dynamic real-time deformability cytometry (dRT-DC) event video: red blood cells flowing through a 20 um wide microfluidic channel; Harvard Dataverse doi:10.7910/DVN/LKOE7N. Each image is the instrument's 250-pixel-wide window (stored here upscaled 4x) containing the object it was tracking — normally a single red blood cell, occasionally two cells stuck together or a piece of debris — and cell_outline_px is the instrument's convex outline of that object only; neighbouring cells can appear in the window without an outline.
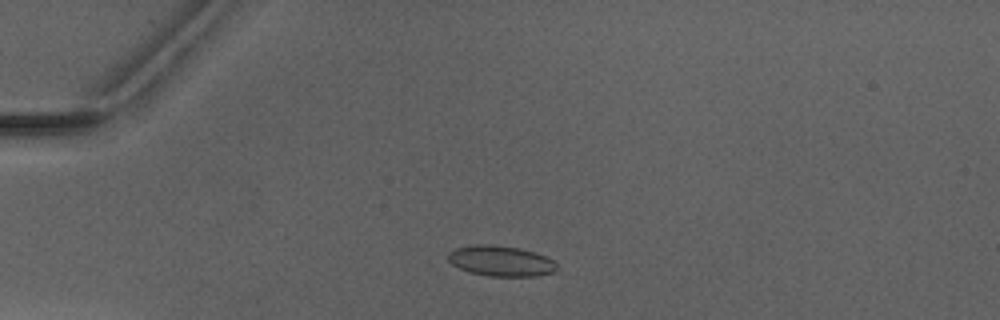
{"species": "Egyptian fruit bat (a non-hibernating species)", "species_latin": "Rousettus aegyptiacus", "temperature_condition": "warm", "stored_images_in_passage": 2, "camera_frame_rate_fps": 3000, "um_per_image_px": 0.085, "animal": {"sex": "male"}, "frame": {"image": 1, "passage_image": 1, "time_ms": 0.0, "image_size_px": [1000, 320], "cell_outline_px": [[556, 268], [552, 272], [532, 276], [488, 276], [468, 272], [452, 264], [448, 260], [448, 252], [456, 248], [476, 244], [492, 244], [520, 248], [544, 256], [552, 260], [556, 264]], "centroid_in_image_um": [42.51, 22.17], "position_along_channel_um": 42.5, "area_um2": 19.13}}